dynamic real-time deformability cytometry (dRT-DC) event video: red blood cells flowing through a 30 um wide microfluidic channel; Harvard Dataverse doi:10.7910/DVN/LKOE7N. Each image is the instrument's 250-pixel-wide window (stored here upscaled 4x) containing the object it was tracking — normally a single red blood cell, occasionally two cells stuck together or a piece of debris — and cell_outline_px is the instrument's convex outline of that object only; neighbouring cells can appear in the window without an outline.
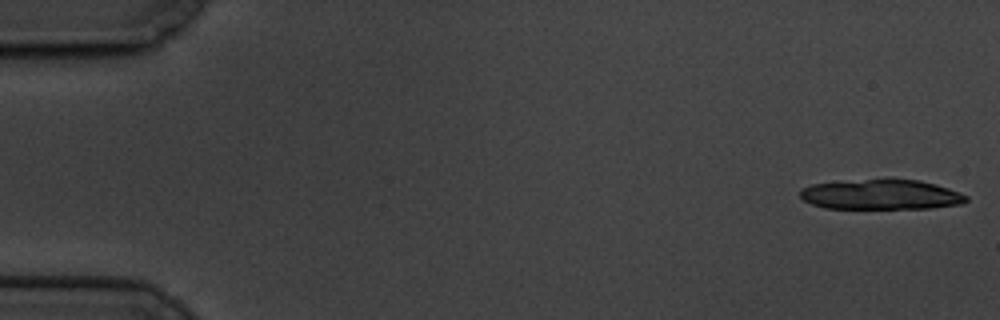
{"species": "common noctule bat (a hibernating species)", "species_latin": "Nyctalus noctula", "temperature_condition": "cold", "stored_images_in_passage": 16, "camera_frame_rate_fps": 3000, "um_per_image_px": 0.085, "animal": {"sex": "male", "body_mass_g": 19.5, "forearm_length_mm": 54.6}, "frame": {"image": 1, "passage_image": 1, "time_ms": 0.0, "image_size_px": [1000, 320], "cell_outline_px": [[968, 200], [964, 204], [932, 208], [824, 208], [812, 204], [804, 200], [800, 196], [800, 188], [812, 184], [888, 176], [920, 180], [936, 184], [948, 188], [968, 196]], "centroid_in_image_um": [74.91, 16.5], "position_along_channel_um": 10.1, "area_um2": 30.0}}